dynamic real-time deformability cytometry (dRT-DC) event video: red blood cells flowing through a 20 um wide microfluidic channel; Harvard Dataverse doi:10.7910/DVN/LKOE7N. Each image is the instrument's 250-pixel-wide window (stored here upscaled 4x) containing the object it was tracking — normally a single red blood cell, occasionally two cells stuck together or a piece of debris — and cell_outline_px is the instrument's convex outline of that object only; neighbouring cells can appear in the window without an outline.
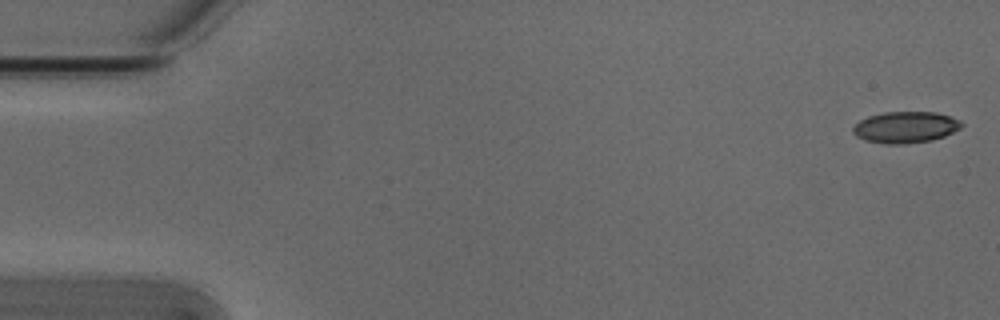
{"species": "Egyptian fruit bat (a non-hibernating species)", "species_latin": "Rousettus aegyptiacus", "temperature_condition": "cold", "stored_images_in_passage": 6, "camera_frame_rate_fps": 3000, "um_per_image_px": 0.085, "animal": {"sex": "male"}, "frame": {"image": 1, "passage_image": 1, "time_ms": 0.0, "image_size_px": [1000, 320], "cell_outline_px": [[964, 124], [960, 128], [944, 136], [932, 140], [904, 144], [884, 144], [864, 140], [856, 136], [852, 132], [852, 128], [860, 120], [868, 116], [884, 112], [936, 112], [960, 120]], "centroid_in_image_um": [76.94, 10.82], "position_along_channel_um": 8.1, "area_um2": 19.88}}
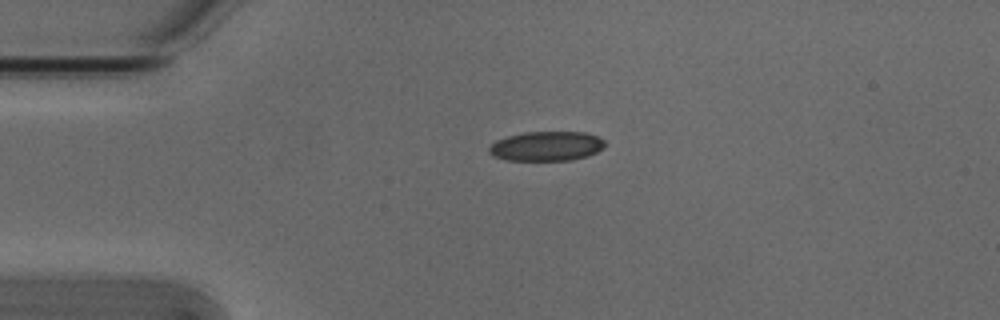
{"frame": {"image": 2, "passage_image": 4, "time_ms": 1.0, "image_size_px": [1000, 320], "cell_outline_px": [[604, 148], [588, 156], [572, 160], [508, 160], [492, 156], [488, 152], [488, 148], [496, 140], [508, 136], [524, 132], [584, 132], [596, 136], [604, 140]], "centroid_in_image_um": [46.44, 12.42], "position_along_channel_um": 38.6, "area_um2": 19.94}}
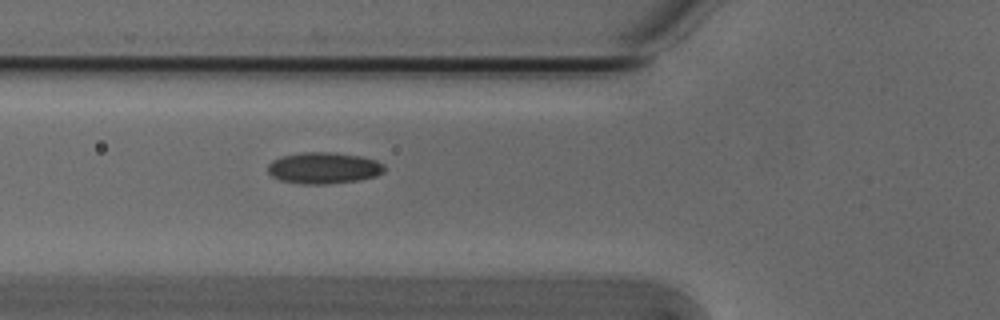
{"frame": {"image": 3, "passage_image": 6, "time_ms": 1.667, "image_size_px": [1000, 320], "cell_outline_px": [[384, 172], [376, 176], [360, 180], [328, 184], [304, 184], [280, 180], [272, 176], [268, 172], [268, 164], [272, 160], [284, 156], [304, 152], [336, 152], [360, 156], [376, 160], [384, 164]], "centroid_in_image_um": [27.54, 14.28], "position_along_channel_um": 98.3, "area_um2": 21.39}}